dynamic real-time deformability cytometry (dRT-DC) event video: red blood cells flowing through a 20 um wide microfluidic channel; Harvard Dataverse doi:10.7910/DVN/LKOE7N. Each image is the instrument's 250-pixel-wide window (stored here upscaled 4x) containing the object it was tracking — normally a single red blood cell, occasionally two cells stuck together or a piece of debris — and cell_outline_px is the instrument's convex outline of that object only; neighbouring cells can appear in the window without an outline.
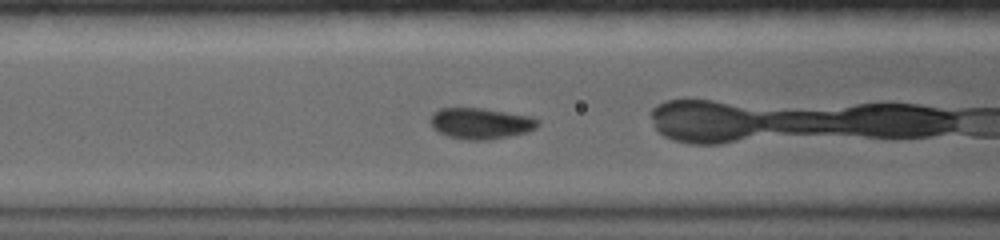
{"species": "common noctule bat (a hibernating species)", "species_latin": "Nyctalus noctula", "temperature_condition": "warm", "stored_images_in_passage": 9, "camera_frame_rate_fps": 5000, "um_per_image_px": 0.085, "animal": {"sex": "female", "body_mass_g": 19.0, "forearm_length_mm": 56.7}, "frame": {"image": 1, "passage_image": 3, "time_ms": 1.4, "image_size_px": [1000, 240], "cell_outline_px": [[540, 124], [536, 128], [528, 132], [508, 136], [484, 140], [468, 140], [448, 136], [432, 128], [428, 120], [432, 112], [440, 108], [484, 108], [532, 116], [540, 120]], "centroid_in_image_um": [40.85, 10.47], "position_along_channel_um": 125.7, "area_um2": 19.71}}
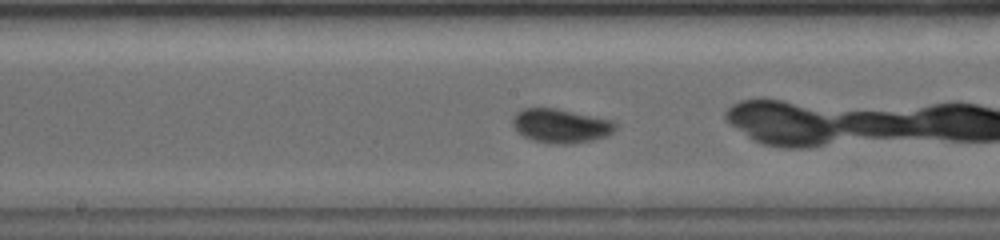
{"frame": {"image": 2, "passage_image": 6, "time_ms": 3.4, "image_size_px": [1000, 240], "cell_outline_px": [[616, 128], [608, 136], [592, 140], [572, 144], [548, 144], [532, 140], [524, 136], [512, 124], [512, 116], [516, 112], [524, 108], [556, 108], [612, 120], [616, 124]], "centroid_in_image_um": [47.66, 10.7], "position_along_channel_um": 200.5, "area_um2": 20.46}}